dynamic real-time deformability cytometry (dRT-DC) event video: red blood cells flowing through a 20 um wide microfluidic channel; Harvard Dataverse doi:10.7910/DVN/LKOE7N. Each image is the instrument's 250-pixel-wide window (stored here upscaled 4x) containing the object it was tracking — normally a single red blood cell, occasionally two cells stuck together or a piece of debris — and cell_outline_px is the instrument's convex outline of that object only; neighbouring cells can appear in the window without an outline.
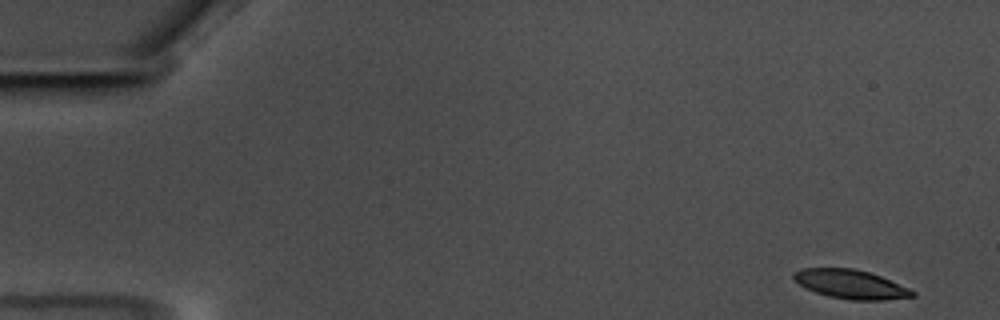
{"species": "common noctule bat (a hibernating species)", "species_latin": "Nyctalus noctula", "temperature_condition": "warm", "stored_images_in_passage": 26, "camera_frame_rate_fps": 3000, "um_per_image_px": 0.085, "animal": {"sex": "male", "body_mass_g": 17.5, "forearm_length_mm": 52.3}, "frame": {"image": 1, "passage_image": 1, "time_ms": 0.0, "image_size_px": [1000, 320], "cell_outline_px": [[916, 296], [884, 300], [852, 300], [828, 296], [804, 288], [792, 280], [792, 272], [800, 268], [852, 268], [868, 272], [880, 276], [908, 288], [916, 292]], "centroid_in_image_um": [72.24, 24.15], "position_along_channel_um": 12.8, "area_um2": 20.11}}
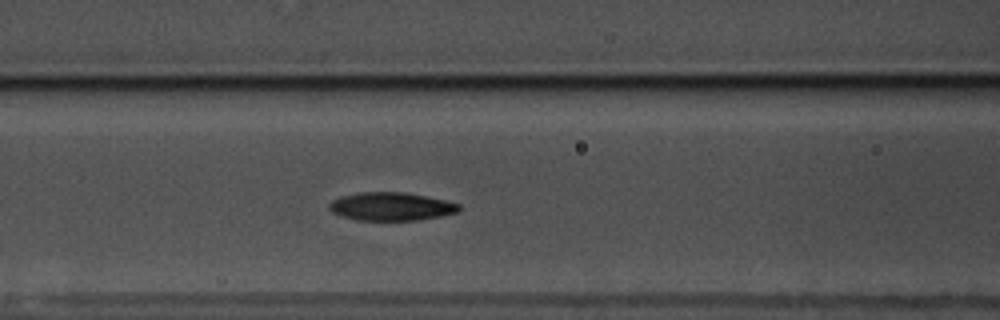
{"frame": {"image": 2, "passage_image": 23, "time_ms": 7.333, "image_size_px": [1000, 320], "cell_outline_px": [[460, 208], [456, 212], [440, 216], [416, 220], [356, 220], [340, 216], [332, 212], [328, 208], [328, 204], [332, 200], [340, 196], [360, 192], [404, 192], [444, 200], [460, 204]], "centroid_in_image_um": [33.18, 17.55], "position_along_channel_um": 133.4, "area_um2": 21.27}}
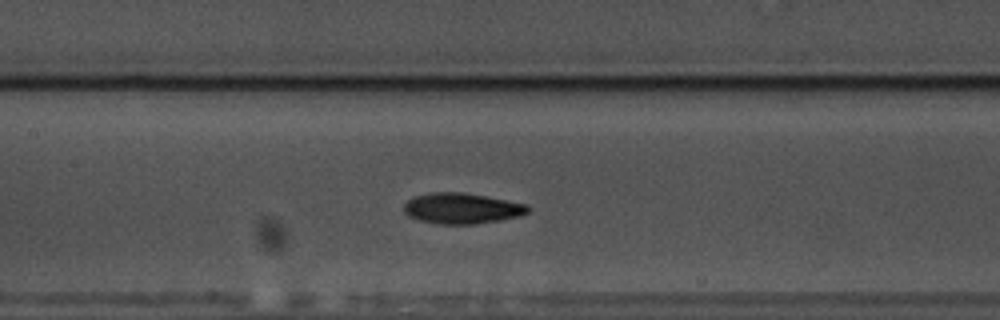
{"frame": {"image": 3, "passage_image": 26, "time_ms": 8.333, "image_size_px": [1000, 320], "cell_outline_px": [[532, 208], [528, 212], [520, 216], [500, 220], [476, 224], [436, 224], [420, 220], [408, 216], [404, 212], [404, 204], [412, 196], [432, 192], [464, 192], [528, 204]], "centroid_in_image_um": [39.26, 17.71], "position_along_channel_um": 168.1, "area_um2": 22.43}}